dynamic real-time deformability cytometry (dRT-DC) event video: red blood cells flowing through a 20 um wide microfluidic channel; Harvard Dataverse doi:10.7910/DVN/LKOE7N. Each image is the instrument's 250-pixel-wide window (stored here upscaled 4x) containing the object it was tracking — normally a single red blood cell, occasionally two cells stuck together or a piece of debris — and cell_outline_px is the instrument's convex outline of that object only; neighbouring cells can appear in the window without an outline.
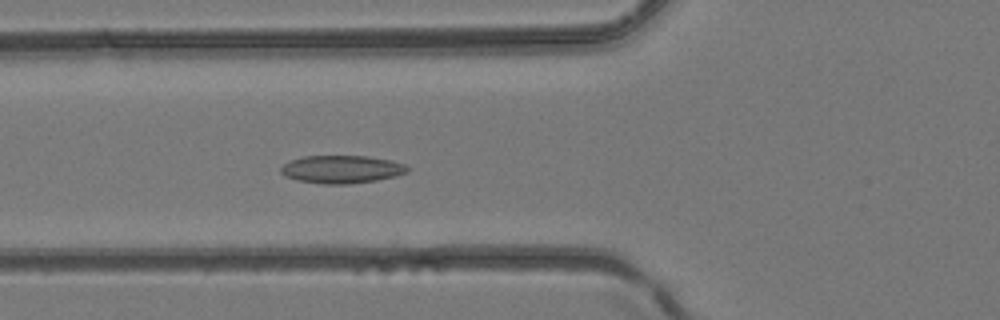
{"species": "common noctule bat (a hibernating species)", "species_latin": "Nyctalus noctula", "temperature_condition": "room temperature", "stored_images_in_passage": 41, "camera_frame_rate_fps": 3000, "um_per_image_px": 0.085, "animal": {"sex": "female", "body_mass_g": 24.6, "forearm_length_mm": 56.2}, "frame": {"image": 1, "passage_image": 15, "time_ms": 4.667, "image_size_px": [1000, 320], "cell_outline_px": [[408, 172], [396, 176], [376, 180], [348, 184], [324, 184], [296, 180], [284, 176], [280, 172], [280, 168], [288, 160], [304, 156], [368, 156], [392, 160], [404, 164], [408, 168]], "centroid_in_image_um": [29.01, 14.39], "position_along_channel_um": 96.8, "area_um2": 20.69}}
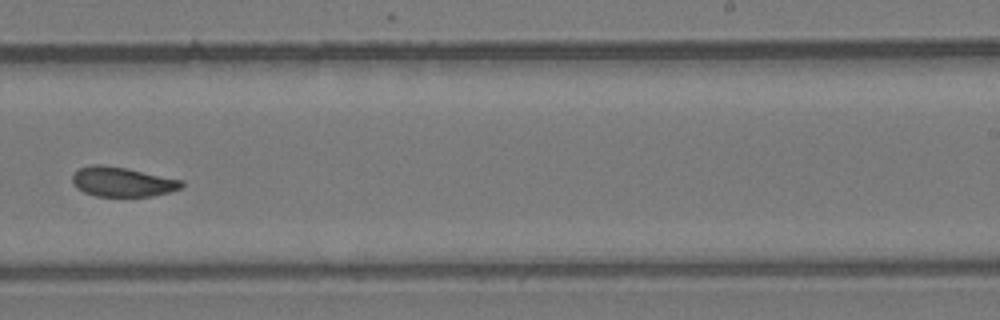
{"frame": {"image": 2, "passage_image": 26, "time_ms": 8.333, "image_size_px": [1000, 320], "cell_outline_px": [[184, 184], [180, 188], [172, 192], [152, 196], [96, 196], [84, 192], [76, 188], [72, 180], [72, 176], [80, 168], [92, 164], [104, 164], [128, 168], [184, 180]], "centroid_in_image_um": [10.43, 15.45], "position_along_channel_um": 278.6, "area_um2": 19.07}}
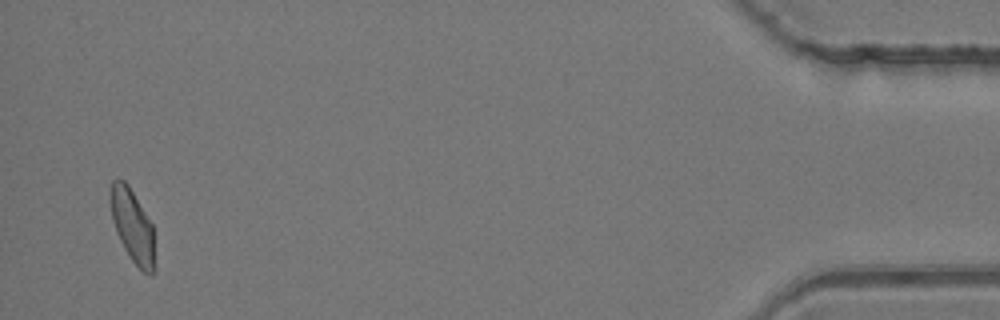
{"frame": {"image": 3, "passage_image": 40, "time_ms": 13.0, "image_size_px": [1000, 320], "cell_outline_px": [[156, 268], [152, 276], [144, 272], [132, 260], [124, 248], [116, 232], [112, 220], [108, 196], [108, 192], [112, 180], [124, 180], [128, 184], [152, 224]], "centroid_in_image_um": [11.25, 19.2], "position_along_channel_um": 423.9, "area_um2": 19.13}}